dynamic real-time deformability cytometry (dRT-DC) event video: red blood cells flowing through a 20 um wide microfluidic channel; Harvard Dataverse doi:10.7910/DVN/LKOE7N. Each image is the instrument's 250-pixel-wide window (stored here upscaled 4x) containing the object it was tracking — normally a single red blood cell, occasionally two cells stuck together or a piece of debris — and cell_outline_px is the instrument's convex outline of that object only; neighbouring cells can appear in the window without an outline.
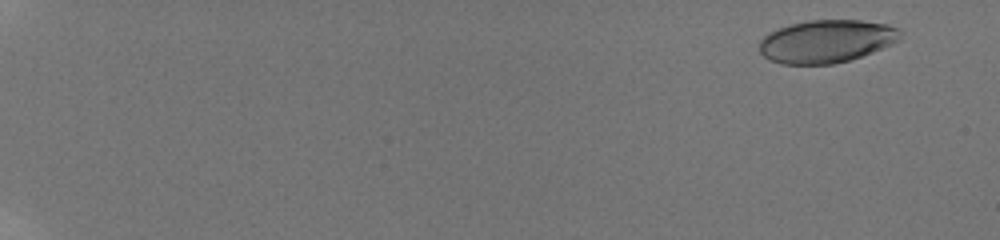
{"species": "human", "species_latin": "Homo sapiens", "temperature_condition": "room temperature", "stored_images_in_passage": 59, "camera_frame_rate_fps": 3000, "um_per_image_px": 0.085, "donor": {"sex": "male"}, "frame": {"image": 1, "passage_image": 5, "time_ms": 1.333, "image_size_px": [1000, 240], "cell_outline_px": [[900, 36], [892, 44], [872, 52], [848, 60], [832, 64], [780, 64], [764, 56], [760, 52], [760, 40], [768, 32], [792, 24], [808, 20], [860, 20], [888, 24], [900, 28]], "centroid_in_image_um": [70.24, 3.5], "position_along_channel_um": 14.8, "area_um2": 34.97}}
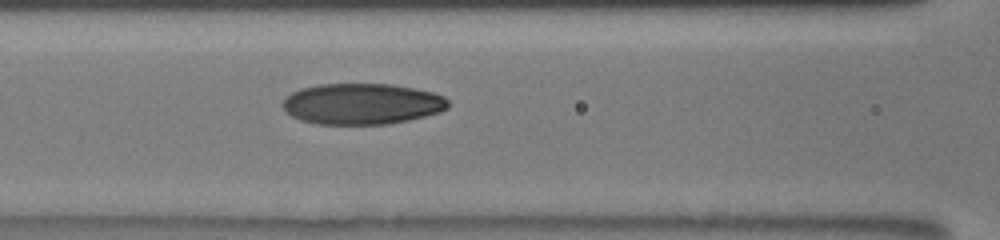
{"frame": {"image": 2, "passage_image": 31, "time_ms": 10.0, "image_size_px": [1000, 240], "cell_outline_px": [[448, 108], [440, 112], [408, 120], [388, 124], [316, 124], [300, 120], [292, 116], [280, 104], [292, 92], [300, 88], [320, 84], [392, 84], [432, 92], [444, 96], [448, 100]], "centroid_in_image_um": [30.76, 8.83], "position_along_channel_um": 135.8, "area_um2": 39.54}}
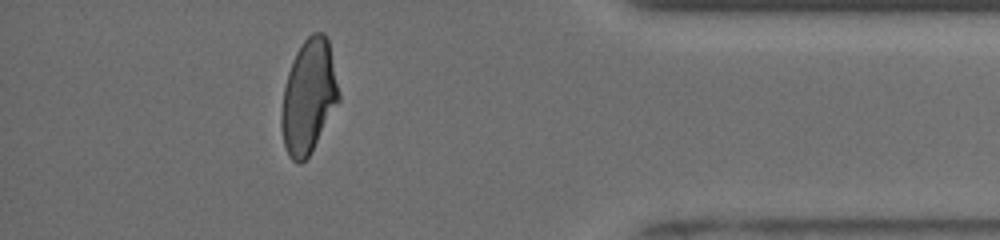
{"frame": {"image": 3, "passage_image": 54, "time_ms": 17.667, "image_size_px": [1000, 240], "cell_outline_px": [[340, 100], [308, 156], [300, 164], [296, 164], [288, 156], [284, 144], [280, 124], [280, 112], [284, 88], [288, 72], [292, 60], [300, 44], [312, 32], [324, 32], [328, 40], [340, 92]], "centroid_in_image_um": [26.22, 8.2], "position_along_channel_um": 409.0, "area_um2": 38.09}, "authors_computed_cell_mechanics": {"area_um2": 38.3214, "velocity_mm_per_s": 3.8872, "shape_relaxation_time_tau1_ms": 5.0471, "shape_relaxation_time_tau2_ms": 1.3736, "deformation_change_tau1": 0.2072, "deformation_change_tau2": 0.0705}}